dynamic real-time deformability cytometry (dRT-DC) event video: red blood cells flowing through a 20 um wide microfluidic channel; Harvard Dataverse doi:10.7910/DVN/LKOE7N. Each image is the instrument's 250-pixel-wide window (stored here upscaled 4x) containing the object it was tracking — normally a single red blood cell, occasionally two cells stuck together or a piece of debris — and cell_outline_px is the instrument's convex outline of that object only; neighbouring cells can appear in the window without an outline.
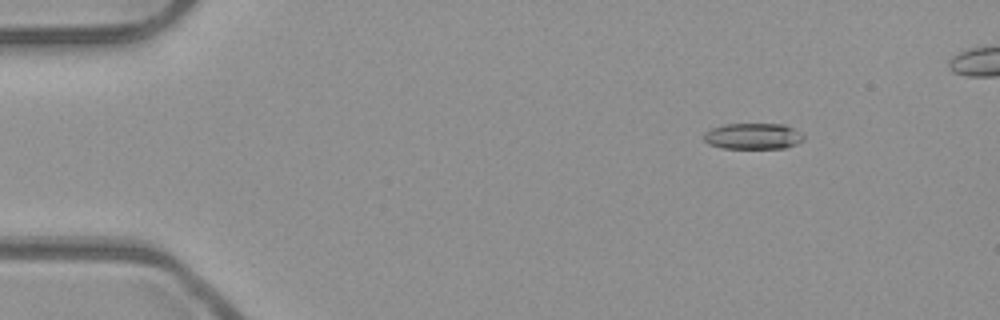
{"species": "common noctule bat (a hibernating species)", "species_latin": "Nyctalus noctula", "temperature_condition": "room temperature", "stored_images_in_passage": 44, "camera_frame_rate_fps": 3000, "um_per_image_px": 0.085, "animal": {"sex": "male", "body_mass_g": 23.1, "forearm_length_mm": 52.7}, "frame": {"image": 1, "passage_image": 1, "time_ms": 0.0, "image_size_px": [1000, 320], "cell_outline_px": [[804, 140], [796, 144], [784, 148], [720, 148], [708, 144], [704, 140], [704, 132], [712, 128], [724, 124], [784, 124], [792, 128], [804, 136]], "centroid_in_image_um": [63.98, 11.58], "position_along_channel_um": 21.0, "area_um2": 15.14}}
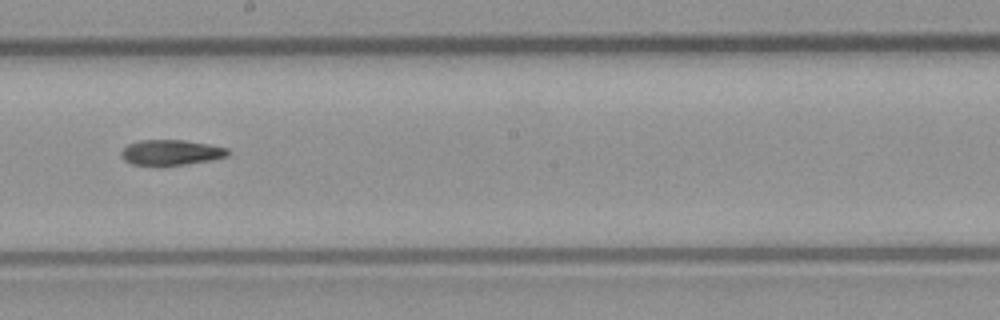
{"frame": {"image": 2, "passage_image": 24, "time_ms": 7.667, "image_size_px": [1000, 320], "cell_outline_px": [[228, 156], [212, 160], [160, 168], [132, 164], [124, 160], [120, 156], [120, 152], [128, 144], [140, 140], [184, 140], [208, 144], [228, 148]], "centroid_in_image_um": [14.49, 12.99], "position_along_channel_um": 233.7, "area_um2": 16.3}}
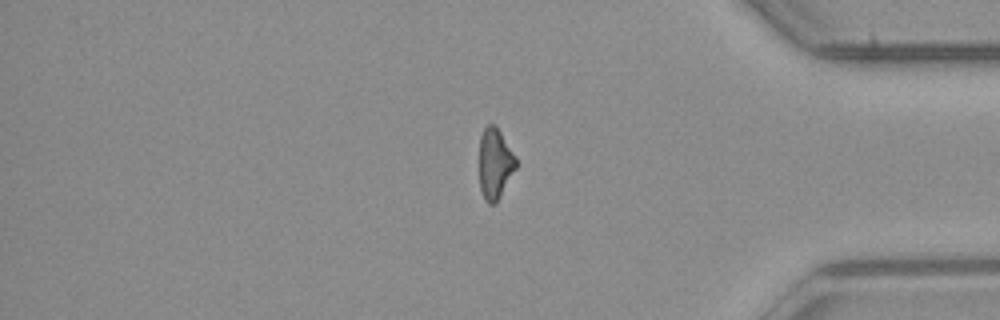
{"frame": {"image": 3, "passage_image": 38, "time_ms": 12.333, "image_size_px": [1000, 320], "cell_outline_px": [[516, 168], [500, 196], [492, 204], [488, 204], [484, 200], [480, 188], [480, 136], [484, 128], [488, 124], [492, 124], [500, 132], [516, 156]], "centroid_in_image_um": [42.07, 13.91], "position_along_channel_um": 393.1, "area_um2": 14.85}}